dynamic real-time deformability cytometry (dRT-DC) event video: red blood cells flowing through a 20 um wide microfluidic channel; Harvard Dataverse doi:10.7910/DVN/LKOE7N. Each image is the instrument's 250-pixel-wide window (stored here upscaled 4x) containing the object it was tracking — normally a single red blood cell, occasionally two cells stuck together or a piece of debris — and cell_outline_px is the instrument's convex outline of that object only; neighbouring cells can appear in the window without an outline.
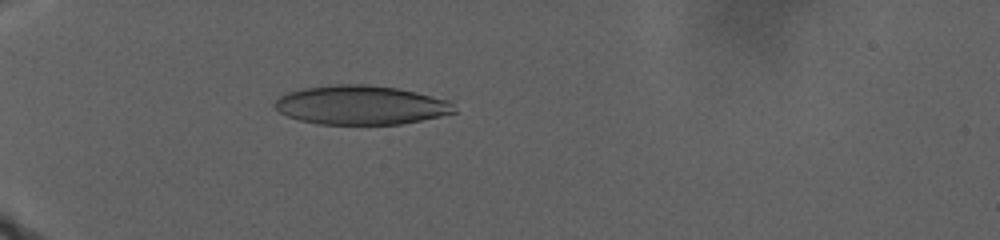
{"species": "human", "species_latin": "Homo sapiens", "temperature_condition": "warm", "stored_images_in_passage": 75, "camera_frame_rate_fps": 3000, "um_per_image_px": 0.085, "donor": {"sex": "male"}, "frame": {"image": 1, "passage_image": 24, "time_ms": 12.667, "image_size_px": [1000, 240], "cell_outline_px": [[456, 112], [440, 116], [400, 124], [320, 124], [300, 120], [288, 116], [280, 112], [272, 104], [280, 96], [288, 92], [304, 88], [336, 84], [368, 84], [396, 88], [416, 92], [452, 100]], "centroid_in_image_um": [30.69, 8.92], "position_along_channel_um": 54.3, "area_um2": 40.86}}
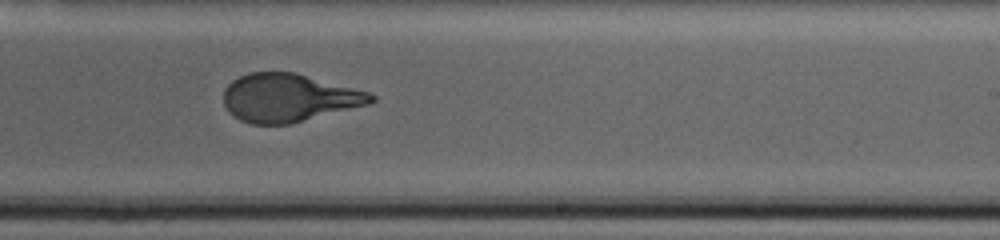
{"frame": {"image": 2, "passage_image": 50, "time_ms": 25.0, "image_size_px": [1000, 240], "cell_outline_px": [[376, 100], [372, 104], [292, 124], [252, 124], [240, 120], [232, 116], [228, 112], [224, 104], [224, 88], [232, 80], [248, 72], [296, 72], [372, 92], [376, 96]], "centroid_in_image_um": [24.6, 8.31], "position_along_channel_um": 264.4, "area_um2": 42.14}}
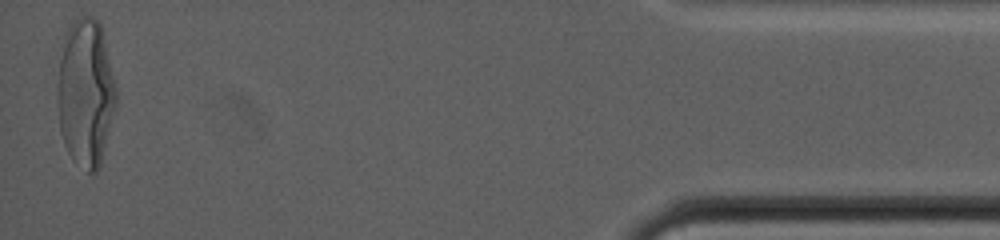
{"frame": {"image": 3, "passage_image": 75, "time_ms": 36.667, "image_size_px": [1000, 240], "cell_outline_px": [[116, 108], [100, 164], [96, 172], [88, 172], [72, 160], [64, 144], [60, 132], [56, 96], [56, 88], [60, 60], [68, 28], [76, 20], [88, 16], [92, 16], [100, 24], [104, 32], [116, 88]], "centroid_in_image_um": [7.28, 7.92], "position_along_channel_um": 427.9, "area_um2": 50.52}}